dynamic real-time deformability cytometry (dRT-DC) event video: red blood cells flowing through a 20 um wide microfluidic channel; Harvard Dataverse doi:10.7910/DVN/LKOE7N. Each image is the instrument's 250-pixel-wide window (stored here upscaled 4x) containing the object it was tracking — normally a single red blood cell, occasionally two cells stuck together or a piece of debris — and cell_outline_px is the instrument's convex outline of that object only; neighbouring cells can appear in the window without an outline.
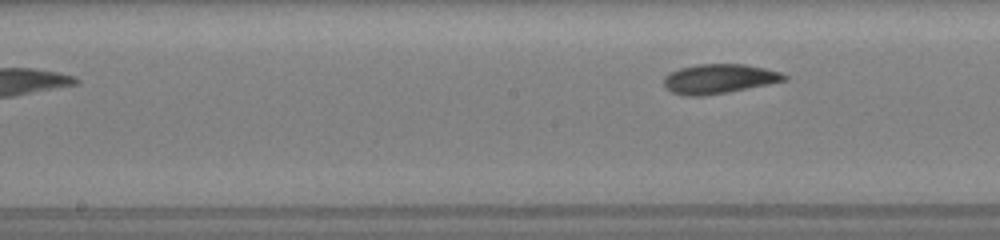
{"species": "common noctule bat (a hibernating species)", "species_latin": "Nyctalus noctula", "temperature_condition": "room temperature", "stored_images_in_passage": 13, "segment_of_instrument_passage": [2, 2], "camera_frame_rate_fps": 3000, "um_per_image_px": 0.085, "animal": {"sex": "female", "body_mass_g": 19.5, "forearm_length_mm": 54.1}, "frame": {"image": 1, "passage_image": 13, "time_ms": 4.333, "image_size_px": [1000, 240], "cell_outline_px": [[788, 80], [728, 92], [700, 96], [684, 96], [672, 92], [664, 88], [664, 76], [668, 72], [680, 68], [696, 64], [744, 64], [764, 68], [780, 72], [788, 76]], "centroid_in_image_um": [61.08, 6.7], "position_along_channel_um": 187.1, "area_um2": 20.81}}